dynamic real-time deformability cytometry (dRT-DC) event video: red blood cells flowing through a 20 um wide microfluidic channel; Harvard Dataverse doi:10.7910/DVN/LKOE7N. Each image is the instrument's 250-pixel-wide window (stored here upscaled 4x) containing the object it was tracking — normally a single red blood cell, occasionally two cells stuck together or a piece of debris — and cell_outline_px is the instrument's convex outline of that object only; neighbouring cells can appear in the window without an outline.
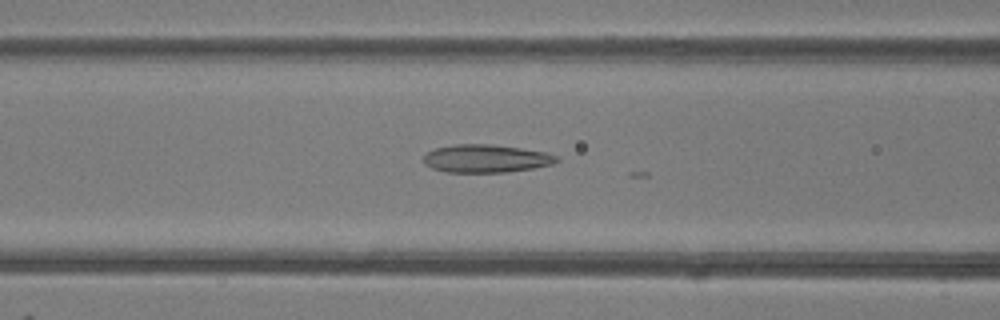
{"species": "common noctule bat (a hibernating species)", "species_latin": "Nyctalus noctula", "temperature_condition": "room temperature", "stored_images_in_passage": 23, "camera_frame_rate_fps": 3000, "um_per_image_px": 0.085, "animal": {"sex": "female"}, "frame": {"image": 1, "passage_image": 12, "time_ms": 3.667, "image_size_px": [1000, 320], "cell_outline_px": [[560, 160], [552, 164], [532, 168], [504, 172], [444, 172], [432, 168], [424, 164], [424, 156], [428, 152], [436, 148], [456, 144], [492, 144], [548, 152], [556, 156]], "centroid_in_image_um": [41.31, 13.47], "position_along_channel_um": 125.3, "area_um2": 21.62}}